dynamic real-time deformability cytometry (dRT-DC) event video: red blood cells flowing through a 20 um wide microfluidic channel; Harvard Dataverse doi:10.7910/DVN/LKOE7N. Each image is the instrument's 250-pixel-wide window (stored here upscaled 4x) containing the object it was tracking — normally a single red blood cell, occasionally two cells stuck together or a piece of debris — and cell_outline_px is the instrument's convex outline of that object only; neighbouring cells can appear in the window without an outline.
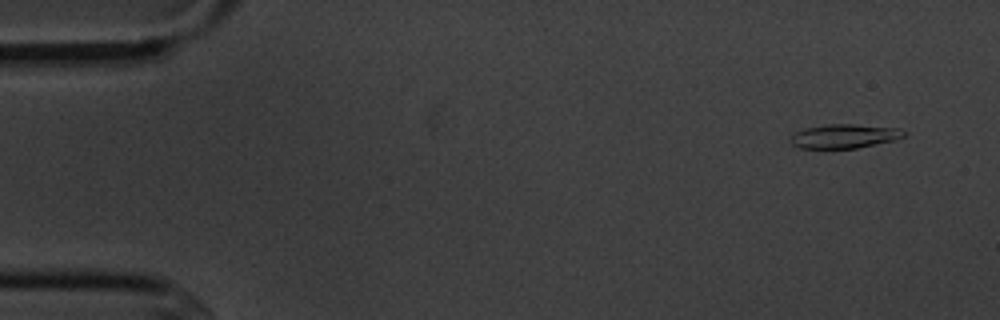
{"species": "common noctule bat (a hibernating species)", "species_latin": "Nyctalus noctula", "temperature_condition": "cold", "stored_images_in_passage": 5, "camera_frame_rate_fps": 3000, "um_per_image_px": 0.085, "animal": {"sex": "male", "body_mass_g": 20.1, "forearm_length_mm": 53.5}, "frame": {"image": 1, "passage_image": 1, "time_ms": 0.0, "image_size_px": [1000, 320], "cell_outline_px": [[904, 136], [896, 140], [856, 148], [800, 148], [792, 144], [792, 136], [796, 132], [804, 128], [828, 124], [852, 124], [900, 128], [904, 132]], "centroid_in_image_um": [71.79, 11.57], "position_along_channel_um": 13.2, "area_um2": 15.72}}